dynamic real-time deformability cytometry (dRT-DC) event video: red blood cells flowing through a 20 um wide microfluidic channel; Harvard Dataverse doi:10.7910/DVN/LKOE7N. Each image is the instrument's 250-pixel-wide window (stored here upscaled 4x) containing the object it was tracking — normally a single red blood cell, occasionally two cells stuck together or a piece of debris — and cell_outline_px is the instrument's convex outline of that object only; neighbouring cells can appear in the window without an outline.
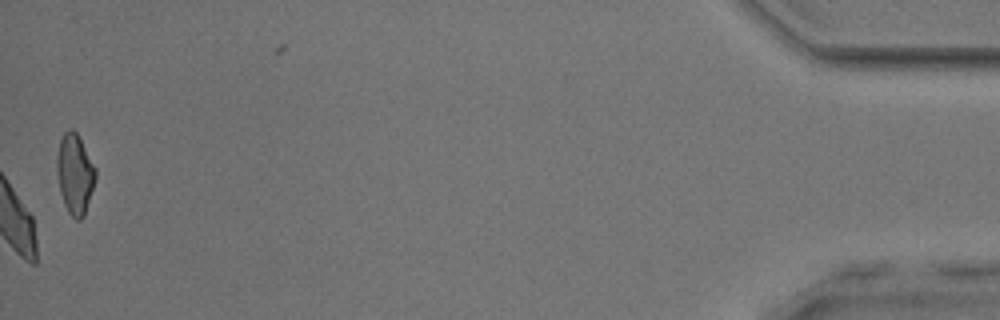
{"species": "common noctule bat (a hibernating species)", "species_latin": "Nyctalus noctula", "temperature_condition": "room temperature", "stored_images_in_passage": 54, "camera_frame_rate_fps": 3000, "um_per_image_px": 0.085, "animal": {"sex": "male", "body_mass_g": 17.9, "forearm_length_mm": 54.2}, "frame": {"image": 1, "passage_image": 54, "time_ms": 17.667, "image_size_px": [1000, 320], "cell_outline_px": [[96, 176], [84, 216], [80, 220], [76, 220], [68, 212], [64, 204], [60, 192], [56, 172], [56, 156], [60, 140], [64, 132], [68, 128], [72, 128], [76, 132], [96, 168]], "centroid_in_image_um": [6.34, 14.77], "position_along_channel_um": 428.9, "area_um2": 18.03}, "authors_computed_cell_mechanics": {"area_um2": 21.8773, "velocity_mm_per_s": 3.8019, "shape_relaxation_time_tau1_ms": 3.4828, "shape_relaxation_time_tau2_ms": 2.759, "deformation_change_tau1": 0.1078, "deformation_change_tau2": 0.0859}}